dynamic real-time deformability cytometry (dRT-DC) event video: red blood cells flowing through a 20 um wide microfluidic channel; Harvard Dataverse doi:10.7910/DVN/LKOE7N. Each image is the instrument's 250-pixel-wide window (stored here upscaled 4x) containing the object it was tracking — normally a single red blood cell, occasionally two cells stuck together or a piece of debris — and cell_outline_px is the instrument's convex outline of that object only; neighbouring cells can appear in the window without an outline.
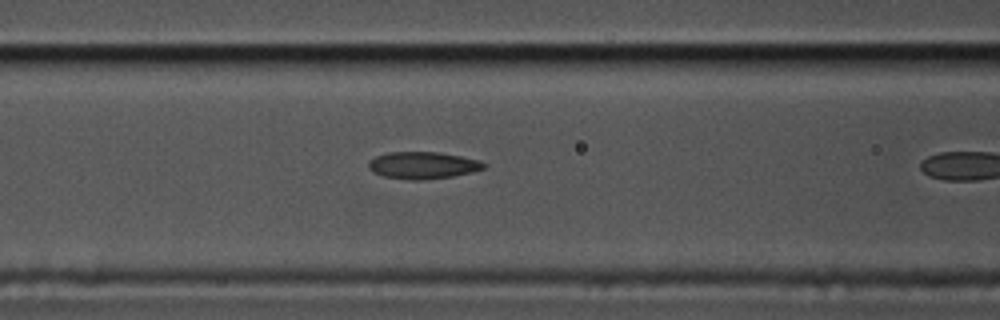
{"species": "common noctule bat (a hibernating species)", "species_latin": "Nyctalus noctula", "temperature_condition": "cold", "stored_images_in_passage": 11, "camera_frame_rate_fps": 3000, "um_per_image_px": 0.085, "animal": {"sex": "male", "body_mass_g": 17.5, "forearm_length_mm": 52.3}, "frame": {"image": 1, "passage_image": 10, "time_ms": 3.0, "image_size_px": [1000, 320], "cell_outline_px": [[484, 168], [472, 172], [452, 176], [420, 180], [408, 180], [384, 176], [372, 172], [368, 168], [368, 160], [376, 156], [388, 152], [436, 152], [460, 156], [480, 160], [484, 164]], "centroid_in_image_um": [35.89, 14.05], "position_along_channel_um": 130.7, "area_um2": 18.09}}